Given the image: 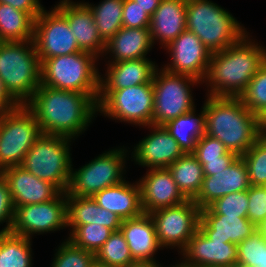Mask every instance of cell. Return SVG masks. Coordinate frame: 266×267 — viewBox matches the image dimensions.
<instances>
[{"label":"cell","mask_w":266,"mask_h":267,"mask_svg":"<svg viewBox=\"0 0 266 267\" xmlns=\"http://www.w3.org/2000/svg\"><path fill=\"white\" fill-rule=\"evenodd\" d=\"M26 106L34 113L42 134L73 140L86 131L98 114L97 103L88 95L40 85Z\"/></svg>","instance_id":"obj_1"},{"label":"cell","mask_w":266,"mask_h":267,"mask_svg":"<svg viewBox=\"0 0 266 267\" xmlns=\"http://www.w3.org/2000/svg\"><path fill=\"white\" fill-rule=\"evenodd\" d=\"M249 32L237 43L212 53L208 72L202 82L209 96L240 97L249 81L266 61V47L251 39Z\"/></svg>","instance_id":"obj_2"},{"label":"cell","mask_w":266,"mask_h":267,"mask_svg":"<svg viewBox=\"0 0 266 267\" xmlns=\"http://www.w3.org/2000/svg\"><path fill=\"white\" fill-rule=\"evenodd\" d=\"M206 97L205 134L220 140L241 157L259 139L258 117L240 97Z\"/></svg>","instance_id":"obj_3"},{"label":"cell","mask_w":266,"mask_h":267,"mask_svg":"<svg viewBox=\"0 0 266 267\" xmlns=\"http://www.w3.org/2000/svg\"><path fill=\"white\" fill-rule=\"evenodd\" d=\"M0 78L19 105L30 101L41 85V62L33 40L0 42Z\"/></svg>","instance_id":"obj_4"},{"label":"cell","mask_w":266,"mask_h":267,"mask_svg":"<svg viewBox=\"0 0 266 267\" xmlns=\"http://www.w3.org/2000/svg\"><path fill=\"white\" fill-rule=\"evenodd\" d=\"M186 19V29L211 53L228 48L248 33L228 10L210 0H187Z\"/></svg>","instance_id":"obj_5"},{"label":"cell","mask_w":266,"mask_h":267,"mask_svg":"<svg viewBox=\"0 0 266 267\" xmlns=\"http://www.w3.org/2000/svg\"><path fill=\"white\" fill-rule=\"evenodd\" d=\"M98 59L85 51L45 59L41 62V85L88 94L97 103L102 76Z\"/></svg>","instance_id":"obj_6"},{"label":"cell","mask_w":266,"mask_h":267,"mask_svg":"<svg viewBox=\"0 0 266 267\" xmlns=\"http://www.w3.org/2000/svg\"><path fill=\"white\" fill-rule=\"evenodd\" d=\"M72 140L61 135L42 134L24 156L20 166L66 192L73 166L70 152Z\"/></svg>","instance_id":"obj_7"},{"label":"cell","mask_w":266,"mask_h":267,"mask_svg":"<svg viewBox=\"0 0 266 267\" xmlns=\"http://www.w3.org/2000/svg\"><path fill=\"white\" fill-rule=\"evenodd\" d=\"M127 152V147H117L105 151L79 169L72 167L66 196L93 197L99 191L123 182L129 157Z\"/></svg>","instance_id":"obj_8"},{"label":"cell","mask_w":266,"mask_h":267,"mask_svg":"<svg viewBox=\"0 0 266 267\" xmlns=\"http://www.w3.org/2000/svg\"><path fill=\"white\" fill-rule=\"evenodd\" d=\"M152 83L154 89L152 125L156 126H164L174 118L193 110L196 106L192 87L203 84L194 77L173 74L164 68H157Z\"/></svg>","instance_id":"obj_9"},{"label":"cell","mask_w":266,"mask_h":267,"mask_svg":"<svg viewBox=\"0 0 266 267\" xmlns=\"http://www.w3.org/2000/svg\"><path fill=\"white\" fill-rule=\"evenodd\" d=\"M42 135L34 113L26 106L0 117V173L9 167L19 166L24 156Z\"/></svg>","instance_id":"obj_10"},{"label":"cell","mask_w":266,"mask_h":267,"mask_svg":"<svg viewBox=\"0 0 266 267\" xmlns=\"http://www.w3.org/2000/svg\"><path fill=\"white\" fill-rule=\"evenodd\" d=\"M154 109L153 83L113 89L99 104L105 117L146 128L152 124Z\"/></svg>","instance_id":"obj_11"},{"label":"cell","mask_w":266,"mask_h":267,"mask_svg":"<svg viewBox=\"0 0 266 267\" xmlns=\"http://www.w3.org/2000/svg\"><path fill=\"white\" fill-rule=\"evenodd\" d=\"M201 209L187 200L173 207L159 208L149 213L158 242L162 248H178L180 253L199 229Z\"/></svg>","instance_id":"obj_12"},{"label":"cell","mask_w":266,"mask_h":267,"mask_svg":"<svg viewBox=\"0 0 266 267\" xmlns=\"http://www.w3.org/2000/svg\"><path fill=\"white\" fill-rule=\"evenodd\" d=\"M14 207L10 233L32 240L34 234L60 231L68 227L66 192L48 202Z\"/></svg>","instance_id":"obj_13"},{"label":"cell","mask_w":266,"mask_h":267,"mask_svg":"<svg viewBox=\"0 0 266 267\" xmlns=\"http://www.w3.org/2000/svg\"><path fill=\"white\" fill-rule=\"evenodd\" d=\"M43 10L34 21L33 42L40 62L81 50L67 19L54 7Z\"/></svg>","instance_id":"obj_14"},{"label":"cell","mask_w":266,"mask_h":267,"mask_svg":"<svg viewBox=\"0 0 266 267\" xmlns=\"http://www.w3.org/2000/svg\"><path fill=\"white\" fill-rule=\"evenodd\" d=\"M170 63L164 65L173 74H185L200 82L205 80L212 53L191 31L184 30L166 48Z\"/></svg>","instance_id":"obj_15"},{"label":"cell","mask_w":266,"mask_h":267,"mask_svg":"<svg viewBox=\"0 0 266 267\" xmlns=\"http://www.w3.org/2000/svg\"><path fill=\"white\" fill-rule=\"evenodd\" d=\"M151 133L139 141L132 151L135 164L148 169L168 168L184 153L164 126L149 125Z\"/></svg>","instance_id":"obj_16"},{"label":"cell","mask_w":266,"mask_h":267,"mask_svg":"<svg viewBox=\"0 0 266 267\" xmlns=\"http://www.w3.org/2000/svg\"><path fill=\"white\" fill-rule=\"evenodd\" d=\"M180 254L193 267H231L237 265L238 245L211 241L198 229Z\"/></svg>","instance_id":"obj_17"},{"label":"cell","mask_w":266,"mask_h":267,"mask_svg":"<svg viewBox=\"0 0 266 267\" xmlns=\"http://www.w3.org/2000/svg\"><path fill=\"white\" fill-rule=\"evenodd\" d=\"M250 186L246 163L239 156L223 171L204 176L201 188L192 201L200 209H204L222 196L248 190Z\"/></svg>","instance_id":"obj_18"},{"label":"cell","mask_w":266,"mask_h":267,"mask_svg":"<svg viewBox=\"0 0 266 267\" xmlns=\"http://www.w3.org/2000/svg\"><path fill=\"white\" fill-rule=\"evenodd\" d=\"M54 7L67 19L71 31L75 33L78 47L97 58L102 57L105 42L101 39L92 11L84 2L60 0Z\"/></svg>","instance_id":"obj_19"},{"label":"cell","mask_w":266,"mask_h":267,"mask_svg":"<svg viewBox=\"0 0 266 267\" xmlns=\"http://www.w3.org/2000/svg\"><path fill=\"white\" fill-rule=\"evenodd\" d=\"M146 170V174L138 180L144 213L149 214L156 209L173 207L187 201L168 168Z\"/></svg>","instance_id":"obj_20"},{"label":"cell","mask_w":266,"mask_h":267,"mask_svg":"<svg viewBox=\"0 0 266 267\" xmlns=\"http://www.w3.org/2000/svg\"><path fill=\"white\" fill-rule=\"evenodd\" d=\"M6 179L14 206L48 202L58 197L62 191L31 174L22 166H14L1 172Z\"/></svg>","instance_id":"obj_21"},{"label":"cell","mask_w":266,"mask_h":267,"mask_svg":"<svg viewBox=\"0 0 266 267\" xmlns=\"http://www.w3.org/2000/svg\"><path fill=\"white\" fill-rule=\"evenodd\" d=\"M105 76H100V90L97 105L113 90L144 83H151L158 68L149 58L107 63Z\"/></svg>","instance_id":"obj_22"},{"label":"cell","mask_w":266,"mask_h":267,"mask_svg":"<svg viewBox=\"0 0 266 267\" xmlns=\"http://www.w3.org/2000/svg\"><path fill=\"white\" fill-rule=\"evenodd\" d=\"M120 230L124 235L132 257L138 263H159L155 260L154 255L158 250H163V248L158 242L153 220L148 213L123 220Z\"/></svg>","instance_id":"obj_23"},{"label":"cell","mask_w":266,"mask_h":267,"mask_svg":"<svg viewBox=\"0 0 266 267\" xmlns=\"http://www.w3.org/2000/svg\"><path fill=\"white\" fill-rule=\"evenodd\" d=\"M187 0H162L151 16L149 30L153 44L159 41L166 48L186 30Z\"/></svg>","instance_id":"obj_24"},{"label":"cell","mask_w":266,"mask_h":267,"mask_svg":"<svg viewBox=\"0 0 266 267\" xmlns=\"http://www.w3.org/2000/svg\"><path fill=\"white\" fill-rule=\"evenodd\" d=\"M92 198L100 207L115 213L122 221L144 213L138 181L132 184L124 180L99 191Z\"/></svg>","instance_id":"obj_25"},{"label":"cell","mask_w":266,"mask_h":267,"mask_svg":"<svg viewBox=\"0 0 266 267\" xmlns=\"http://www.w3.org/2000/svg\"><path fill=\"white\" fill-rule=\"evenodd\" d=\"M154 46L149 28L122 27L105 43L103 57L110 54L108 63L147 58Z\"/></svg>","instance_id":"obj_26"},{"label":"cell","mask_w":266,"mask_h":267,"mask_svg":"<svg viewBox=\"0 0 266 267\" xmlns=\"http://www.w3.org/2000/svg\"><path fill=\"white\" fill-rule=\"evenodd\" d=\"M199 229L211 241L239 244L247 239L257 227L247 217L220 214H200Z\"/></svg>","instance_id":"obj_27"},{"label":"cell","mask_w":266,"mask_h":267,"mask_svg":"<svg viewBox=\"0 0 266 267\" xmlns=\"http://www.w3.org/2000/svg\"><path fill=\"white\" fill-rule=\"evenodd\" d=\"M195 112L196 108L164 125L184 154L194 153L198 139L205 134L204 105L198 115Z\"/></svg>","instance_id":"obj_28"},{"label":"cell","mask_w":266,"mask_h":267,"mask_svg":"<svg viewBox=\"0 0 266 267\" xmlns=\"http://www.w3.org/2000/svg\"><path fill=\"white\" fill-rule=\"evenodd\" d=\"M168 170L172 173L182 195L187 200H193L204 179L203 167L195 155L193 153L183 154L168 167Z\"/></svg>","instance_id":"obj_29"},{"label":"cell","mask_w":266,"mask_h":267,"mask_svg":"<svg viewBox=\"0 0 266 267\" xmlns=\"http://www.w3.org/2000/svg\"><path fill=\"white\" fill-rule=\"evenodd\" d=\"M34 21L28 13L0 3V42L33 40Z\"/></svg>","instance_id":"obj_30"},{"label":"cell","mask_w":266,"mask_h":267,"mask_svg":"<svg viewBox=\"0 0 266 267\" xmlns=\"http://www.w3.org/2000/svg\"><path fill=\"white\" fill-rule=\"evenodd\" d=\"M32 240L10 232L0 233V267H32Z\"/></svg>","instance_id":"obj_31"},{"label":"cell","mask_w":266,"mask_h":267,"mask_svg":"<svg viewBox=\"0 0 266 267\" xmlns=\"http://www.w3.org/2000/svg\"><path fill=\"white\" fill-rule=\"evenodd\" d=\"M124 0H103L98 5L84 2L92 11L101 39L106 43L122 27Z\"/></svg>","instance_id":"obj_32"},{"label":"cell","mask_w":266,"mask_h":267,"mask_svg":"<svg viewBox=\"0 0 266 267\" xmlns=\"http://www.w3.org/2000/svg\"><path fill=\"white\" fill-rule=\"evenodd\" d=\"M96 263L108 267H131L138 262L131 251L121 230L113 231L108 240L95 254Z\"/></svg>","instance_id":"obj_33"},{"label":"cell","mask_w":266,"mask_h":267,"mask_svg":"<svg viewBox=\"0 0 266 267\" xmlns=\"http://www.w3.org/2000/svg\"><path fill=\"white\" fill-rule=\"evenodd\" d=\"M113 231L108 227L97 224H86L76 227L69 233V239L74 245L97 253L101 246L108 240Z\"/></svg>","instance_id":"obj_34"},{"label":"cell","mask_w":266,"mask_h":267,"mask_svg":"<svg viewBox=\"0 0 266 267\" xmlns=\"http://www.w3.org/2000/svg\"><path fill=\"white\" fill-rule=\"evenodd\" d=\"M50 267H93L96 263L95 253L86 251L65 239L54 254Z\"/></svg>","instance_id":"obj_35"},{"label":"cell","mask_w":266,"mask_h":267,"mask_svg":"<svg viewBox=\"0 0 266 267\" xmlns=\"http://www.w3.org/2000/svg\"><path fill=\"white\" fill-rule=\"evenodd\" d=\"M240 99L257 117L266 111V61L249 81Z\"/></svg>","instance_id":"obj_36"},{"label":"cell","mask_w":266,"mask_h":267,"mask_svg":"<svg viewBox=\"0 0 266 267\" xmlns=\"http://www.w3.org/2000/svg\"><path fill=\"white\" fill-rule=\"evenodd\" d=\"M247 190L234 192L215 200L207 208L201 209L200 214H220L232 217H247Z\"/></svg>","instance_id":"obj_37"},{"label":"cell","mask_w":266,"mask_h":267,"mask_svg":"<svg viewBox=\"0 0 266 267\" xmlns=\"http://www.w3.org/2000/svg\"><path fill=\"white\" fill-rule=\"evenodd\" d=\"M97 203L92 197L67 196V226L70 233L80 225L94 224Z\"/></svg>","instance_id":"obj_38"},{"label":"cell","mask_w":266,"mask_h":267,"mask_svg":"<svg viewBox=\"0 0 266 267\" xmlns=\"http://www.w3.org/2000/svg\"><path fill=\"white\" fill-rule=\"evenodd\" d=\"M242 159L248 169L251 186H266V146L258 139Z\"/></svg>","instance_id":"obj_39"},{"label":"cell","mask_w":266,"mask_h":267,"mask_svg":"<svg viewBox=\"0 0 266 267\" xmlns=\"http://www.w3.org/2000/svg\"><path fill=\"white\" fill-rule=\"evenodd\" d=\"M262 247H266V237L256 229L238 244L237 266L261 267Z\"/></svg>","instance_id":"obj_40"},{"label":"cell","mask_w":266,"mask_h":267,"mask_svg":"<svg viewBox=\"0 0 266 267\" xmlns=\"http://www.w3.org/2000/svg\"><path fill=\"white\" fill-rule=\"evenodd\" d=\"M247 218L256 227L266 220V186H250L247 190Z\"/></svg>","instance_id":"obj_41"},{"label":"cell","mask_w":266,"mask_h":267,"mask_svg":"<svg viewBox=\"0 0 266 267\" xmlns=\"http://www.w3.org/2000/svg\"><path fill=\"white\" fill-rule=\"evenodd\" d=\"M228 152L229 150L220 140L204 134L198 139L193 154L198 162H207V160L220 159Z\"/></svg>","instance_id":"obj_42"},{"label":"cell","mask_w":266,"mask_h":267,"mask_svg":"<svg viewBox=\"0 0 266 267\" xmlns=\"http://www.w3.org/2000/svg\"><path fill=\"white\" fill-rule=\"evenodd\" d=\"M151 16L133 0H124L122 25L127 28H149Z\"/></svg>","instance_id":"obj_43"},{"label":"cell","mask_w":266,"mask_h":267,"mask_svg":"<svg viewBox=\"0 0 266 267\" xmlns=\"http://www.w3.org/2000/svg\"><path fill=\"white\" fill-rule=\"evenodd\" d=\"M14 204L6 179L0 173V225L6 222L1 232H9L13 223Z\"/></svg>","instance_id":"obj_44"},{"label":"cell","mask_w":266,"mask_h":267,"mask_svg":"<svg viewBox=\"0 0 266 267\" xmlns=\"http://www.w3.org/2000/svg\"><path fill=\"white\" fill-rule=\"evenodd\" d=\"M239 156L229 151L220 159L207 160V162H199L203 167L204 176H212L214 172H220L228 168Z\"/></svg>","instance_id":"obj_45"},{"label":"cell","mask_w":266,"mask_h":267,"mask_svg":"<svg viewBox=\"0 0 266 267\" xmlns=\"http://www.w3.org/2000/svg\"><path fill=\"white\" fill-rule=\"evenodd\" d=\"M94 224L108 227L112 231L120 230L122 220L111 211H108L97 204L95 209Z\"/></svg>","instance_id":"obj_46"},{"label":"cell","mask_w":266,"mask_h":267,"mask_svg":"<svg viewBox=\"0 0 266 267\" xmlns=\"http://www.w3.org/2000/svg\"><path fill=\"white\" fill-rule=\"evenodd\" d=\"M0 3L28 13L34 20L45 9L40 0H0Z\"/></svg>","instance_id":"obj_47"},{"label":"cell","mask_w":266,"mask_h":267,"mask_svg":"<svg viewBox=\"0 0 266 267\" xmlns=\"http://www.w3.org/2000/svg\"><path fill=\"white\" fill-rule=\"evenodd\" d=\"M19 104L6 91L3 81L0 78V117L16 109Z\"/></svg>","instance_id":"obj_48"},{"label":"cell","mask_w":266,"mask_h":267,"mask_svg":"<svg viewBox=\"0 0 266 267\" xmlns=\"http://www.w3.org/2000/svg\"><path fill=\"white\" fill-rule=\"evenodd\" d=\"M136 5L140 6L150 16L153 15L155 10L159 7L162 0H133Z\"/></svg>","instance_id":"obj_49"},{"label":"cell","mask_w":266,"mask_h":267,"mask_svg":"<svg viewBox=\"0 0 266 267\" xmlns=\"http://www.w3.org/2000/svg\"><path fill=\"white\" fill-rule=\"evenodd\" d=\"M259 132H266V111L258 116Z\"/></svg>","instance_id":"obj_50"},{"label":"cell","mask_w":266,"mask_h":267,"mask_svg":"<svg viewBox=\"0 0 266 267\" xmlns=\"http://www.w3.org/2000/svg\"><path fill=\"white\" fill-rule=\"evenodd\" d=\"M159 267H163L159 262ZM167 267V266H166ZM168 267H193L190 264L185 263L183 260L180 259V262H177L175 265H169Z\"/></svg>","instance_id":"obj_51"},{"label":"cell","mask_w":266,"mask_h":267,"mask_svg":"<svg viewBox=\"0 0 266 267\" xmlns=\"http://www.w3.org/2000/svg\"><path fill=\"white\" fill-rule=\"evenodd\" d=\"M131 267H159V263H137L136 265H133Z\"/></svg>","instance_id":"obj_52"},{"label":"cell","mask_w":266,"mask_h":267,"mask_svg":"<svg viewBox=\"0 0 266 267\" xmlns=\"http://www.w3.org/2000/svg\"><path fill=\"white\" fill-rule=\"evenodd\" d=\"M257 229L262 233L264 237H266V220H264Z\"/></svg>","instance_id":"obj_53"},{"label":"cell","mask_w":266,"mask_h":267,"mask_svg":"<svg viewBox=\"0 0 266 267\" xmlns=\"http://www.w3.org/2000/svg\"><path fill=\"white\" fill-rule=\"evenodd\" d=\"M261 267H266V247H262Z\"/></svg>","instance_id":"obj_54"},{"label":"cell","mask_w":266,"mask_h":267,"mask_svg":"<svg viewBox=\"0 0 266 267\" xmlns=\"http://www.w3.org/2000/svg\"><path fill=\"white\" fill-rule=\"evenodd\" d=\"M259 140L266 146V132H259Z\"/></svg>","instance_id":"obj_55"},{"label":"cell","mask_w":266,"mask_h":267,"mask_svg":"<svg viewBox=\"0 0 266 267\" xmlns=\"http://www.w3.org/2000/svg\"><path fill=\"white\" fill-rule=\"evenodd\" d=\"M93 267H108V266H104V265H101V264L95 263Z\"/></svg>","instance_id":"obj_56"}]
</instances>
